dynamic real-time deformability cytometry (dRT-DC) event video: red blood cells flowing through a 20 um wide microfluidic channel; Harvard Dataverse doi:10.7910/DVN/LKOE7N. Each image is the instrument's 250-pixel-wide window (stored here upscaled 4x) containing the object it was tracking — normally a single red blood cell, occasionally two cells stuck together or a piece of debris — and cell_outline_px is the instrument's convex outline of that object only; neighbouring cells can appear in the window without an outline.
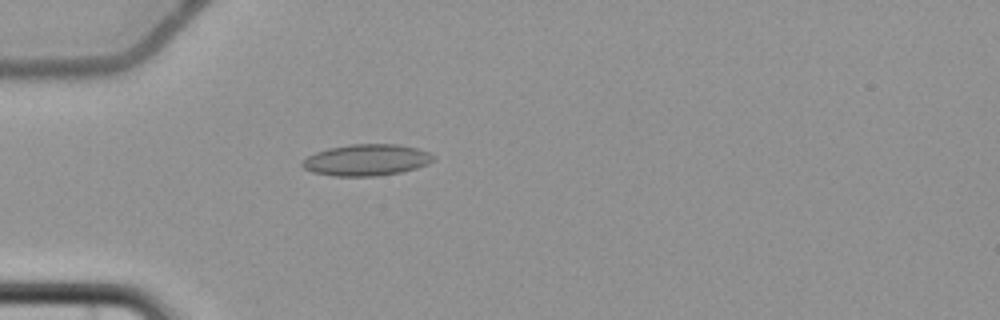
{"species": "common noctule bat (a hibernating species)", "species_latin": "Nyctalus noctula", "temperature_condition": "cold", "stored_images_in_passage": 5, "camera_frame_rate_fps": 3000, "um_per_image_px": 0.085, "animal": {"sex": "female", "body_mass_g": 22.7, "forearm_length_mm": 54.2}, "frame": {"image": 1, "passage_image": 5, "time_ms": 5.667, "image_size_px": [1000, 320], "cell_outline_px": [[436, 160], [428, 164], [416, 168], [400, 172], [376, 176], [336, 176], [312, 172], [304, 168], [300, 164], [308, 156], [316, 152], [328, 148], [352, 144], [396, 144], [416, 148], [428, 152]], "centroid_in_image_um": [31.15, 13.6], "position_along_channel_um": 53.9, "area_um2": 23.87}}